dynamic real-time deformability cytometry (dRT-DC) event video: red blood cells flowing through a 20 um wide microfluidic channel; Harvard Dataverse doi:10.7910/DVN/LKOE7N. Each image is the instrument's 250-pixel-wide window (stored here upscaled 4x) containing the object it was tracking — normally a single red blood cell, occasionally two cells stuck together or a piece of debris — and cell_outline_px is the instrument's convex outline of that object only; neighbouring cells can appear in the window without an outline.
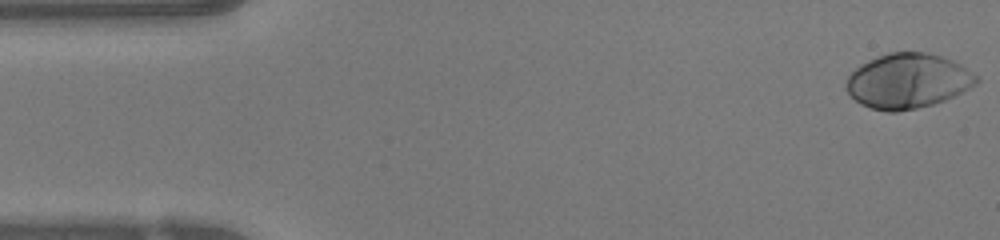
{"species": "human", "species_latin": "Homo sapiens", "temperature_condition": "warm", "stored_images_in_passage": 49, "camera_frame_rate_fps": 3000, "um_per_image_px": 0.085, "donor": {"sex": "female"}, "frame": {"image": 1, "passage_image": 1, "time_ms": 0.0, "image_size_px": [1000, 240], "cell_outline_px": [[980, 80], [976, 84], [944, 100], [932, 104], [916, 108], [896, 112], [888, 112], [872, 108], [860, 104], [844, 88], [844, 84], [848, 76], [860, 64], [868, 60], [888, 52], [924, 52], [940, 56], [952, 60], [960, 64], [980, 76]], "centroid_in_image_um": [77.15, 6.87], "position_along_channel_um": 7.9, "area_um2": 41.56}}
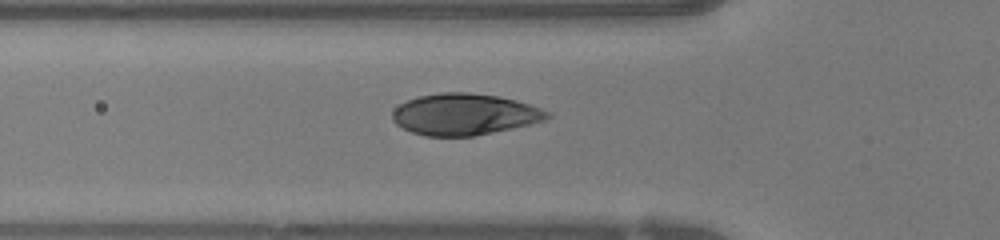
{"frame": {"image": 2, "passage_image": 16, "time_ms": 5.0, "image_size_px": [1000, 240], "cell_outline_px": [[552, 116], [544, 120], [512, 128], [472, 136], [424, 136], [412, 132], [396, 124], [392, 120], [392, 112], [400, 104], [408, 100], [420, 96], [440, 92], [468, 92], [500, 96], [516, 100], [552, 112]], "centroid_in_image_um": [39.48, 9.71], "position_along_channel_um": 86.3, "area_um2": 37.28}}
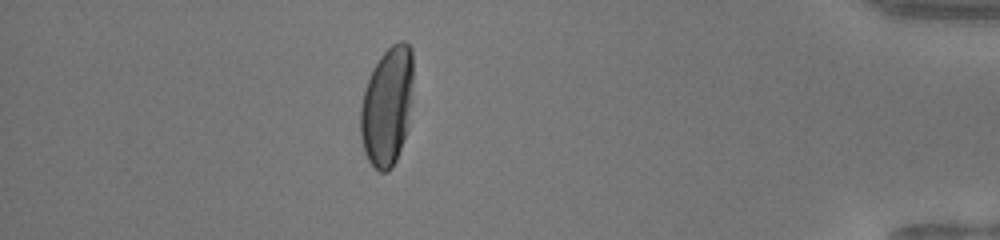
{"frame": {"image": 3, "passage_image": 43, "time_ms": 14.0, "image_size_px": [1000, 240], "cell_outline_px": [[412, 80], [408, 128], [396, 160], [392, 168], [388, 172], [380, 172], [368, 160], [364, 152], [360, 136], [360, 108], [364, 92], [368, 80], [380, 56], [392, 44], [400, 40], [404, 40], [412, 48]], "centroid_in_image_um": [32.9, 9.05], "position_along_channel_um": 402.3, "area_um2": 36.41}, "authors_computed_cell_mechanics": {"area_um2": 39.1306, "velocity_mm_per_s": 4.0729, "shape_relaxation_time_tau1_ms": 2.5364, "shape_relaxation_time_tau2_ms": null, "deformation_change_tau1": 0.1816, "deformation_change_tau2": null}}